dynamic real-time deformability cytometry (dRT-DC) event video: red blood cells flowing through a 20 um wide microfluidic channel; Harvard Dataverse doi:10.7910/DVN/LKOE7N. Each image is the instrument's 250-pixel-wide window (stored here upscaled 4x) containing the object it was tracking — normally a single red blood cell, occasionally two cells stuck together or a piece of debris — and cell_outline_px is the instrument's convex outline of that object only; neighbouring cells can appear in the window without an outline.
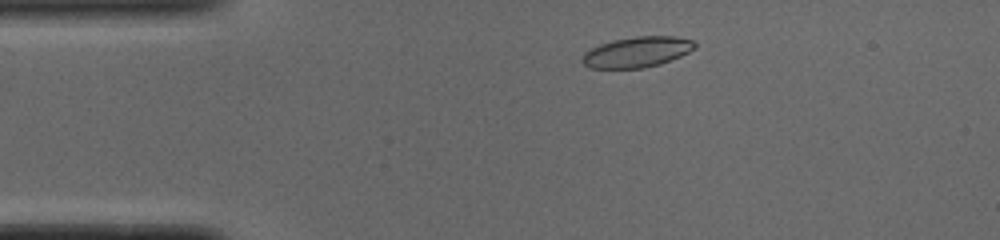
{"species": "common noctule bat (a hibernating species)", "species_latin": "Nyctalus noctula", "temperature_condition": "cold", "stored_images_in_passage": 46, "camera_frame_rate_fps": 3000, "um_per_image_px": 0.085, "animal": {"sex": "male", "body_mass_g": 19.0, "forearm_length_mm": 50.8}, "frame": {"image": 1, "passage_image": 4, "time_ms": 1.0, "image_size_px": [1000, 240], "cell_outline_px": [[696, 48], [680, 56], [660, 64], [644, 68], [588, 68], [580, 60], [584, 52], [600, 44], [612, 40], [636, 36], [676, 36], [692, 40], [696, 44]], "centroid_in_image_um": [54.13, 4.42], "position_along_channel_um": 30.9, "area_um2": 20.11}}
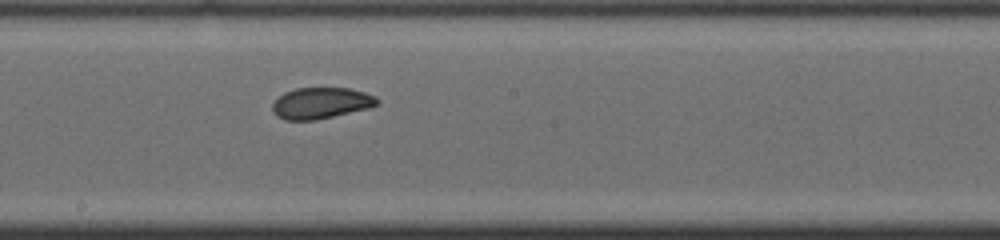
{"frame": {"image": 2, "passage_image": 22, "time_ms": 7.0, "image_size_px": [1000, 240], "cell_outline_px": [[380, 100], [376, 104], [368, 108], [316, 120], [284, 120], [276, 116], [272, 112], [272, 104], [284, 92], [296, 88], [348, 88], [364, 92], [376, 96]], "centroid_in_image_um": [27.25, 8.76], "position_along_channel_um": 220.9, "area_um2": 19.02}}
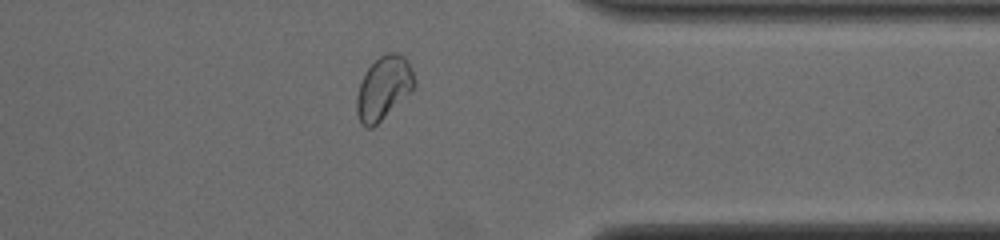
{"frame": {"image": 3, "passage_image": 35, "time_ms": 11.333, "image_size_px": [1000, 240], "cell_outline_px": [[416, 88], [412, 92], [372, 128], [364, 128], [360, 124], [356, 112], [356, 96], [364, 72], [380, 56], [388, 52], [396, 52], [404, 56], [408, 60], [416, 80]], "centroid_in_image_um": [32.62, 7.49], "position_along_channel_um": 378.8, "area_um2": 21.62}, "authors_computed_cell_mechanics": {"area_um2": 20.0566, "velocity_mm_per_s": 3.8682, "shape_relaxation_time_tau1_ms": 6.756, "shape_relaxation_time_tau2_ms": 1.7184, "deformation_change_tau1": 0.1492, "deformation_change_tau2": 0.0459}}